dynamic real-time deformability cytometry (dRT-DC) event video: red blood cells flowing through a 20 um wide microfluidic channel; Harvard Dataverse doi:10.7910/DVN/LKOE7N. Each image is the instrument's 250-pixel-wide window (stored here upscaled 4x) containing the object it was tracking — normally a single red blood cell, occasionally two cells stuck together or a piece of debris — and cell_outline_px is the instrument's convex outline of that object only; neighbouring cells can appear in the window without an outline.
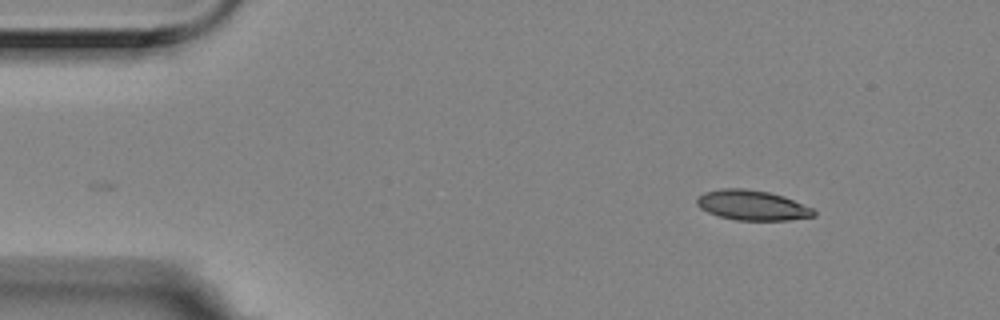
{"species": "Egyptian fruit bat (a non-hibernating species)", "species_latin": "Rousettus aegyptiacus", "temperature_condition": "room temperature", "stored_images_in_passage": 4, "camera_frame_rate_fps": 3000, "um_per_image_px": 0.085, "animal": {"sex": "female"}, "frame": {"image": 1, "passage_image": 4, "time_ms": 1.0, "image_size_px": [1000, 320], "cell_outline_px": [[816, 216], [788, 220], [736, 220], [720, 216], [708, 212], [700, 208], [696, 204], [696, 200], [704, 192], [720, 188], [744, 188], [768, 192], [784, 196], [812, 208], [816, 212]], "centroid_in_image_um": [63.94, 17.44], "position_along_channel_um": 21.1, "area_um2": 20.4}}